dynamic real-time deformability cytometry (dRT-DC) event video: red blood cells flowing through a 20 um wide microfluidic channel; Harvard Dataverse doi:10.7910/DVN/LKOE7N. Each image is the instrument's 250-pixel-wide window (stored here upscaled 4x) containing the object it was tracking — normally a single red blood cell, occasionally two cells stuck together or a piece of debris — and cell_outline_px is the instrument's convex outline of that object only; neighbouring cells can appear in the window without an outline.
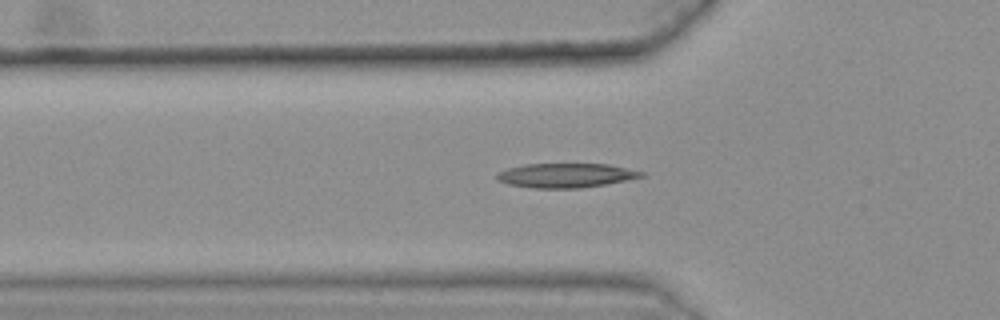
{"species": "common noctule bat (a hibernating species)", "species_latin": "Nyctalus noctula", "temperature_condition": "warm", "stored_images_in_passage": 39, "camera_frame_rate_fps": 3000, "um_per_image_px": 0.085, "animal": {"sex": "female", "body_mass_g": 25.1}, "frame": {"image": 1, "passage_image": 10, "time_ms": 3.0, "image_size_px": [1000, 320], "cell_outline_px": [[648, 176], [604, 184], [580, 188], [532, 188], [508, 184], [496, 180], [496, 176], [500, 172], [508, 168], [524, 164], [608, 164], [644, 172]], "centroid_in_image_um": [48.1, 14.91], "position_along_channel_um": 77.7, "area_um2": 20.4}}
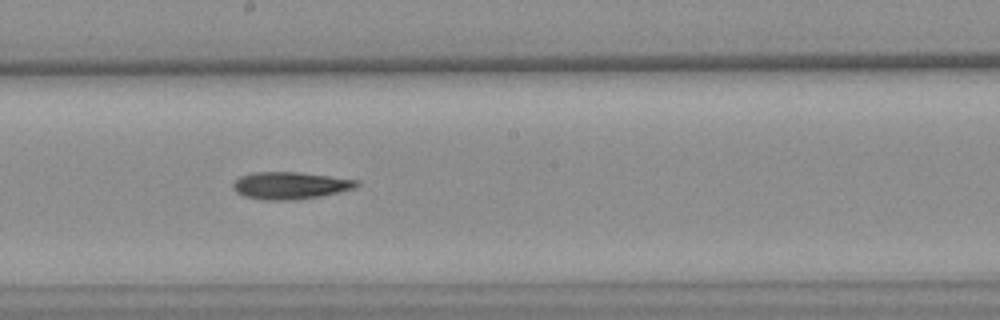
{"frame": {"image": 2, "passage_image": 22, "time_ms": 7.0, "image_size_px": [1000, 320], "cell_outline_px": [[360, 184], [352, 188], [340, 192], [320, 196], [292, 200], [264, 200], [244, 196], [236, 192], [232, 188], [232, 184], [240, 176], [252, 172], [296, 172], [360, 180]], "centroid_in_image_um": [24.64, 15.77], "position_along_channel_um": 223.6, "area_um2": 19.54}}
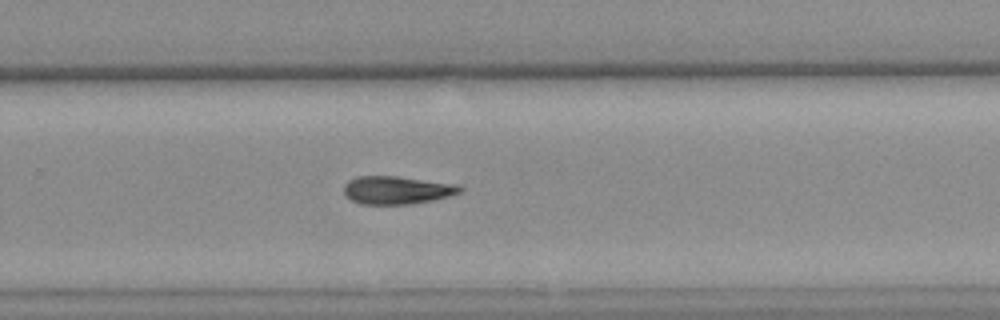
{"frame": {"image": 3, "passage_image": 28, "time_ms": 9.0, "image_size_px": [1000, 320], "cell_outline_px": [[464, 188], [460, 192], [448, 196], [432, 200], [412, 204], [360, 204], [352, 200], [344, 192], [344, 184], [348, 180], [356, 176], [396, 176], [460, 184]], "centroid_in_image_um": [33.75, 16.15], "position_along_channel_um": 296.0, "area_um2": 19.02}}